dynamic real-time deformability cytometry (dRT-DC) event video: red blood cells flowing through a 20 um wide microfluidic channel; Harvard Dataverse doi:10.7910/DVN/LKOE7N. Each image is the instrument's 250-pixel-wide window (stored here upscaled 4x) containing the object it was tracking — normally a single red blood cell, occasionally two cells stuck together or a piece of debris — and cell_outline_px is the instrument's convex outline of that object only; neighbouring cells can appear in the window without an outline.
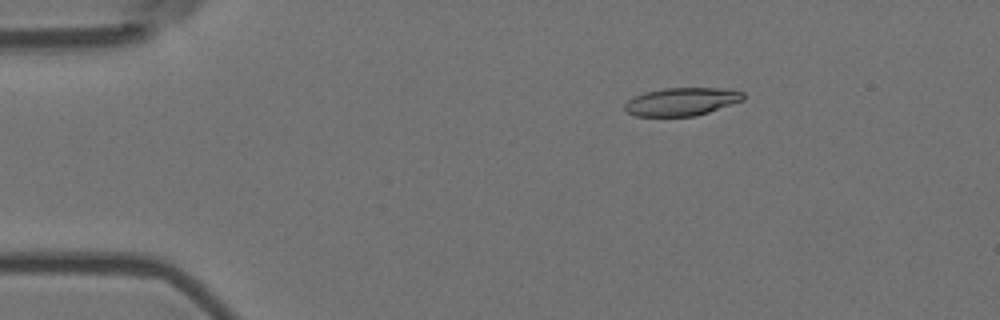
{"species": "Egyptian fruit bat (a non-hibernating species)", "species_latin": "Rousettus aegyptiacus", "temperature_condition": "room temperature", "stored_images_in_passage": 4, "camera_frame_rate_fps": 3000, "um_per_image_px": 0.085, "animal": {"sex": "female"}, "frame": {"image": 1, "passage_image": 2, "time_ms": 0.333, "image_size_px": [1000, 320], "cell_outline_px": [[744, 100], [696, 116], [636, 116], [628, 112], [624, 108], [624, 104], [628, 100], [644, 92], [664, 88], [728, 88], [744, 92]], "centroid_in_image_um": [57.97, 8.63], "position_along_channel_um": 27.0, "area_um2": 19.36}}